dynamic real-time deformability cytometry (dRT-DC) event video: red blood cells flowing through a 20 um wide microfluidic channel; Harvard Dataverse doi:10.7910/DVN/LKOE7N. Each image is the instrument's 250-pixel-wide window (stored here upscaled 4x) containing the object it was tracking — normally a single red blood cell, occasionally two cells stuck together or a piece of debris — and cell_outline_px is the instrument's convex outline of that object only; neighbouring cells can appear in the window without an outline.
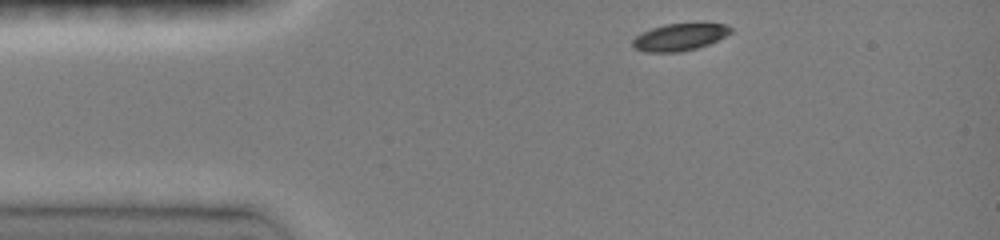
{"species": "common noctule bat (a hibernating species)", "species_latin": "Nyctalus noctula", "temperature_condition": "room temperature", "stored_images_in_passage": 10, "camera_frame_rate_fps": 3000, "um_per_image_px": 0.085, "animal": {"sex": "female", "body_mass_g": 19.0, "forearm_length_mm": 51.5}, "frame": {"image": 1, "passage_image": 1, "time_ms": 0.0, "image_size_px": [1000, 240], "cell_outline_px": [[732, 32], [708, 44], [696, 48], [680, 52], [644, 52], [632, 48], [632, 40], [636, 36], [652, 28], [664, 24], [724, 24], [732, 28]], "centroid_in_image_um": [57.71, 3.17], "position_along_channel_um": 27.3, "area_um2": 15.26}}
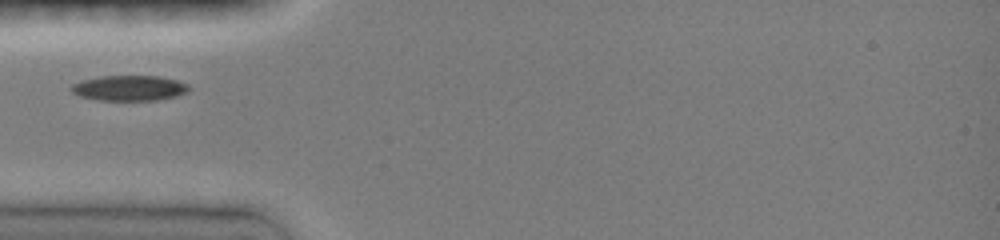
{"frame": {"image": 2, "passage_image": 4, "time_ms": 2.333, "image_size_px": [1000, 240], "cell_outline_px": [[188, 88], [184, 92], [176, 96], [156, 100], [100, 100], [80, 96], [72, 92], [68, 88], [72, 84], [80, 80], [100, 76], [156, 76], [176, 80], [188, 84]], "centroid_in_image_um": [10.91, 7.48], "position_along_channel_um": 74.1, "area_um2": 17.22}}